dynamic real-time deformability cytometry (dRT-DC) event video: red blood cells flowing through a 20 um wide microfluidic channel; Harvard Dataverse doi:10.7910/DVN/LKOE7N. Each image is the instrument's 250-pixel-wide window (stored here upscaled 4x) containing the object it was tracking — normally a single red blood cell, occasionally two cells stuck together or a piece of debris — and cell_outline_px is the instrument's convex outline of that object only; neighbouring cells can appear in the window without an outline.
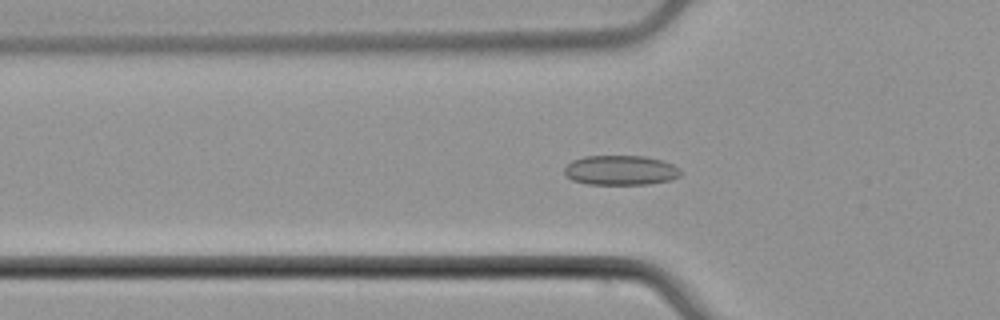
{"species": "common noctule bat (a hibernating species)", "species_latin": "Nyctalus noctula", "temperature_condition": "cold", "stored_images_in_passage": 53, "camera_frame_rate_fps": 3000, "um_per_image_px": 0.085, "animal": {"sex": "male", "body_mass_g": 21.5, "forearm_length_mm": 52.0}, "frame": {"image": 1, "passage_image": 18, "time_ms": 5.667, "image_size_px": [1000, 320], "cell_outline_px": [[680, 176], [672, 180], [648, 184], [588, 184], [572, 180], [564, 176], [564, 168], [572, 160], [584, 156], [644, 156], [660, 160], [672, 164], [680, 168]], "centroid_in_image_um": [52.73, 14.47], "position_along_channel_um": 73.1, "area_um2": 20.23}}
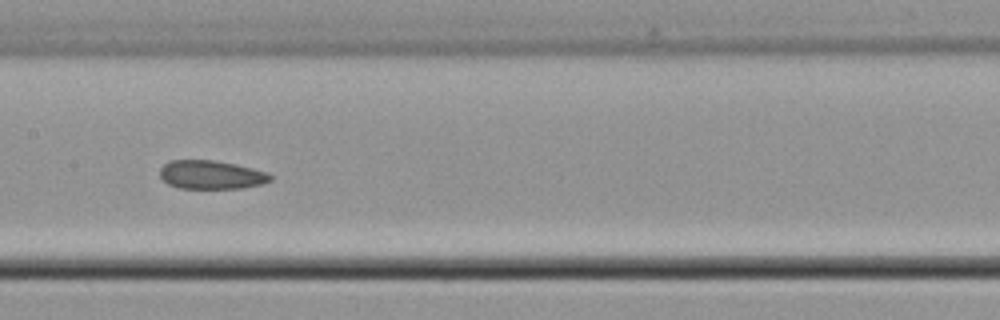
{"frame": {"image": 2, "passage_image": 27, "time_ms": 8.667, "image_size_px": [1000, 320], "cell_outline_px": [[272, 180], [260, 184], [244, 188], [180, 188], [168, 184], [160, 176], [160, 168], [168, 160], [212, 160], [236, 164], [268, 172], [272, 176]], "centroid_in_image_um": [17.95, 14.85], "position_along_channel_um": 189.4, "area_um2": 18.44}}
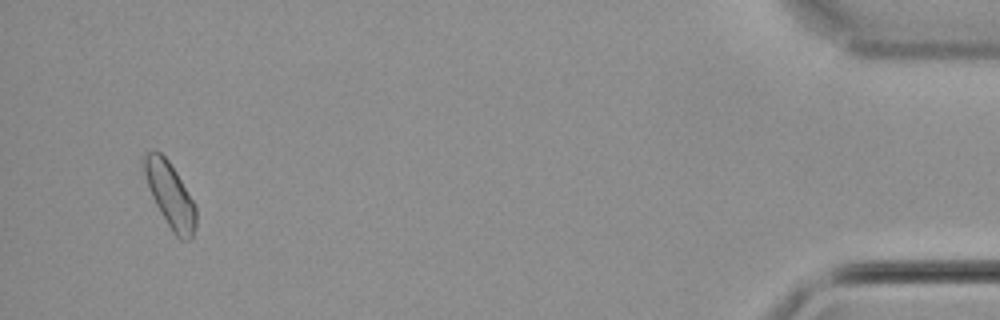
{"frame": {"image": 3, "passage_image": 51, "time_ms": 16.667, "image_size_px": [1000, 320], "cell_outline_px": [[196, 224], [192, 240], [180, 240], [172, 232], [160, 212], [152, 196], [140, 160], [148, 152], [160, 152], [168, 160], [176, 172], [192, 200], [196, 208]], "centroid_in_image_um": [14.46, 16.61], "position_along_channel_um": 420.7, "area_um2": 19.42}}